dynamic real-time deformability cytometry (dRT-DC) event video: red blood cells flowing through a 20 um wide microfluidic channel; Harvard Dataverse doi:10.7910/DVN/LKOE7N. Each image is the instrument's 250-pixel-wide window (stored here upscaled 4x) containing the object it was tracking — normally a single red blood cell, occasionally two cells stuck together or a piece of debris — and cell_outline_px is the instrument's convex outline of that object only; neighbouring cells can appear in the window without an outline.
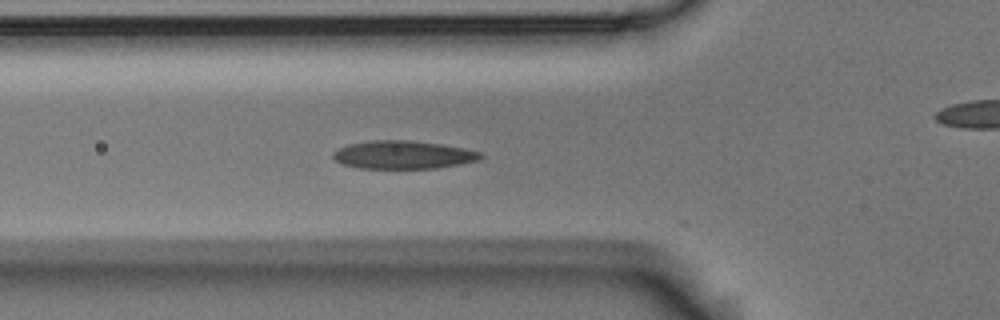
{"species": "Egyptian fruit bat (a non-hibernating species)", "species_latin": "Rousettus aegyptiacus", "temperature_condition": "room temperature", "stored_images_in_passage": 6, "camera_frame_rate_fps": 3000, "um_per_image_px": 0.085, "animal": {"sex": "male"}, "frame": {"image": 1, "passage_image": 2, "time_ms": 0.333, "image_size_px": [1000, 320], "cell_outline_px": [[484, 156], [480, 160], [460, 164], [436, 168], [360, 168], [344, 164], [336, 160], [332, 156], [332, 152], [348, 144], [372, 140], [408, 140], [444, 144], [464, 148], [480, 152]], "centroid_in_image_um": [34.3, 13.15], "position_along_channel_um": 91.5, "area_um2": 24.16}}
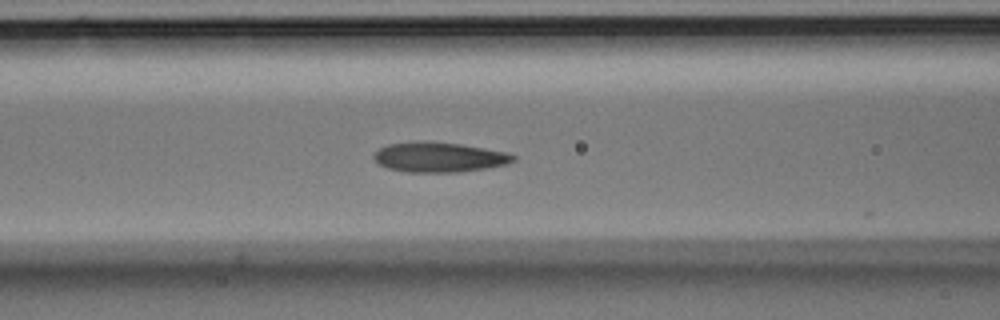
{"frame": {"image": 2, "passage_image": 5, "time_ms": 1.333, "image_size_px": [1000, 320], "cell_outline_px": [[516, 160], [508, 164], [460, 172], [408, 172], [388, 168], [380, 164], [372, 156], [380, 148], [388, 144], [420, 140], [424, 140], [460, 144], [508, 152], [516, 156]], "centroid_in_image_um": [37.35, 13.35], "position_along_channel_um": 129.3, "area_um2": 24.39}}